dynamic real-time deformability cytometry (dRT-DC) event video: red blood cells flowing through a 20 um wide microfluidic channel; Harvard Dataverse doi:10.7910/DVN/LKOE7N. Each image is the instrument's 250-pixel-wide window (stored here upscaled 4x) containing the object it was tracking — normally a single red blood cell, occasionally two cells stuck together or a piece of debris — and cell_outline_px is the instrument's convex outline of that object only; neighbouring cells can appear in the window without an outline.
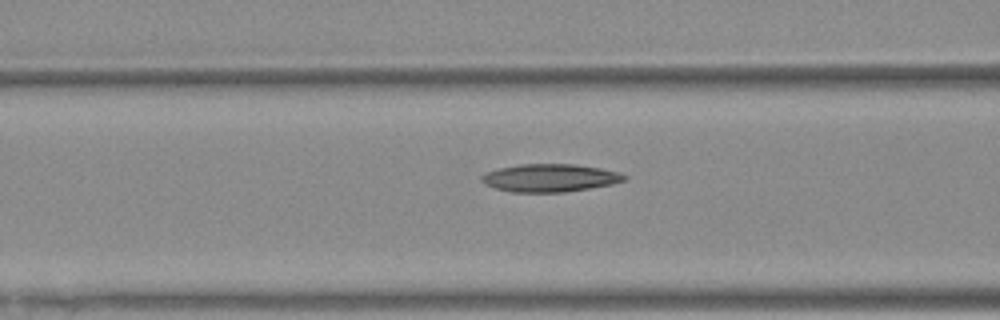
{"species": "Egyptian fruit bat (a non-hibernating species)", "species_latin": "Rousettus aegyptiacus", "temperature_condition": "warm", "stored_images_in_passage": 29, "camera_frame_rate_fps": 3000, "um_per_image_px": 0.085, "animal": {"sex": "female"}, "frame": {"image": 1, "passage_image": 8, "time_ms": 2.333, "image_size_px": [1000, 320], "cell_outline_px": [[628, 176], [624, 180], [612, 184], [564, 192], [512, 192], [496, 188], [484, 184], [480, 180], [480, 176], [484, 172], [496, 168], [520, 164], [572, 164], [600, 168], [616, 172]], "centroid_in_image_um": [46.66, 15.11], "position_along_channel_um": 119.9, "area_um2": 23.12}}
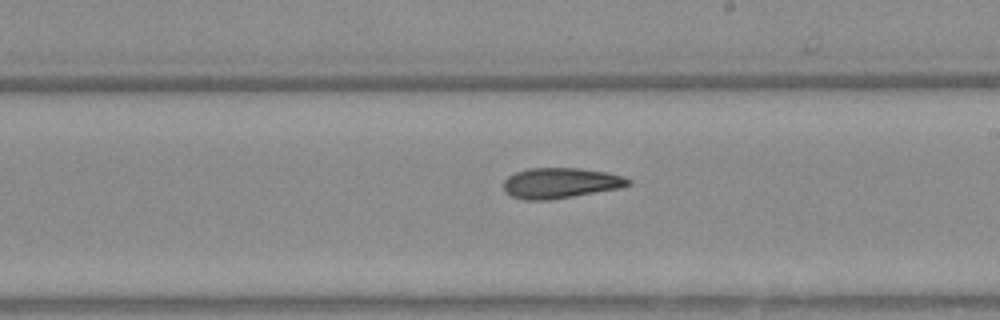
{"frame": {"image": 2, "passage_image": 17, "time_ms": 5.333, "image_size_px": [1000, 320], "cell_outline_px": [[632, 184], [616, 188], [572, 196], [548, 200], [524, 200], [512, 196], [504, 192], [504, 180], [508, 176], [516, 172], [528, 168], [580, 168], [608, 172], [624, 176], [632, 180]], "centroid_in_image_um": [47.62, 15.54], "position_along_channel_um": 241.4, "area_um2": 22.08}}
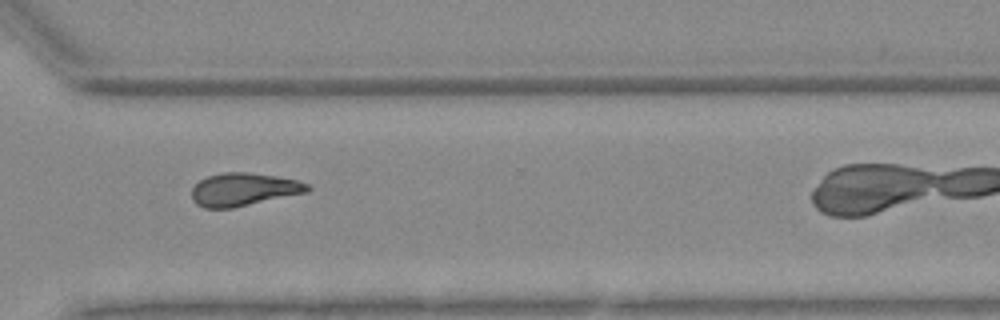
{"frame": {"image": 3, "passage_image": 25, "time_ms": 8.0, "image_size_px": [1000, 320], "cell_outline_px": [[312, 188], [308, 192], [232, 208], [204, 208], [196, 204], [192, 200], [192, 188], [200, 180], [208, 176], [224, 172], [248, 172], [276, 176], [296, 180], [308, 184]], "centroid_in_image_um": [20.7, 16.1], "position_along_channel_um": 349.9, "area_um2": 22.2}}